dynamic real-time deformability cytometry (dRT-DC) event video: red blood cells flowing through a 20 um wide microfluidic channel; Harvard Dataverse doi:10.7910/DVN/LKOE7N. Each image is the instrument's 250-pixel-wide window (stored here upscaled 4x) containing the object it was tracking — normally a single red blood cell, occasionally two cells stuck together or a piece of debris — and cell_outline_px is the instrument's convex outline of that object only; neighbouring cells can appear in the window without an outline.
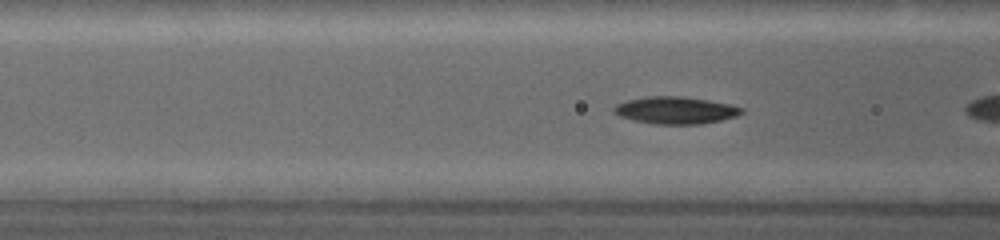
{"species": "common noctule bat (a hibernating species)", "species_latin": "Nyctalus noctula", "temperature_condition": "warm", "stored_images_in_passage": 55, "camera_frame_rate_fps": 5000, "um_per_image_px": 0.085, "animal": {"sex": "female", "body_mass_g": 19.0, "forearm_length_mm": 53.3}, "frame": {"image": 1, "passage_image": 7, "time_ms": 1.6, "image_size_px": [1000, 240], "cell_outline_px": [[744, 112], [736, 116], [704, 124], [656, 124], [632, 120], [620, 116], [612, 112], [612, 108], [616, 104], [628, 100], [644, 96], [684, 96], [732, 104], [744, 108]], "centroid_in_image_um": [57.42, 9.37], "position_along_channel_um": 109.2, "area_um2": 20.46}}
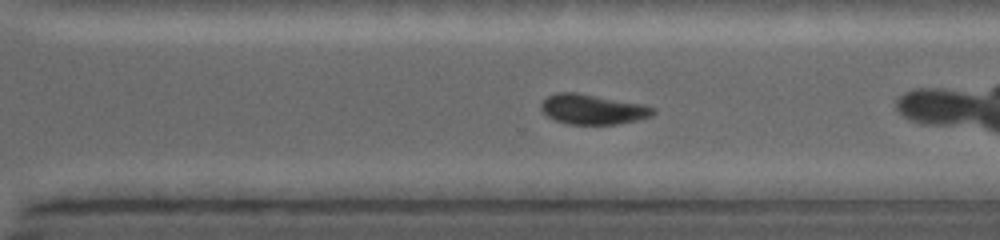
{"frame": {"image": 2, "passage_image": 27, "time_ms": 6.6, "image_size_px": [1000, 240], "cell_outline_px": [[656, 112], [652, 116], [620, 124], [568, 124], [556, 120], [548, 116], [540, 108], [540, 104], [548, 96], [556, 92], [576, 92], [640, 104], [656, 108]], "centroid_in_image_um": [50.37, 9.29], "position_along_channel_um": 320.2, "area_um2": 19.42}}
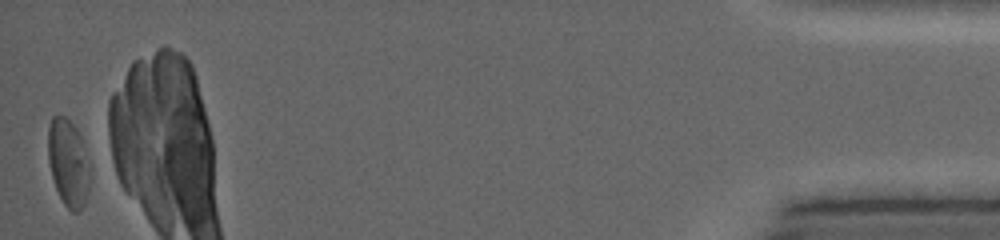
{"frame": {"image": 3, "passage_image": 53, "time_ms": 12.4, "image_size_px": [1000, 240], "cell_outline_px": [[88, 192], [84, 204], [80, 212], [72, 212], [64, 204], [56, 188], [52, 176], [48, 160], [48, 128], [52, 116], [64, 116], [76, 128], [80, 136], [88, 164]], "centroid_in_image_um": [5.77, 13.85], "position_along_channel_um": 429.4, "area_um2": 20.81}, "authors_computed_cell_mechanics": {"area_um2": 19.8832, "velocity_mm_per_s": 4.2288, "shape_relaxation_time_tau1_ms": 2.8374, "shape_relaxation_time_tau2_ms": null, "deformation_change_tau1": 0.1182, "deformation_change_tau2": null}}